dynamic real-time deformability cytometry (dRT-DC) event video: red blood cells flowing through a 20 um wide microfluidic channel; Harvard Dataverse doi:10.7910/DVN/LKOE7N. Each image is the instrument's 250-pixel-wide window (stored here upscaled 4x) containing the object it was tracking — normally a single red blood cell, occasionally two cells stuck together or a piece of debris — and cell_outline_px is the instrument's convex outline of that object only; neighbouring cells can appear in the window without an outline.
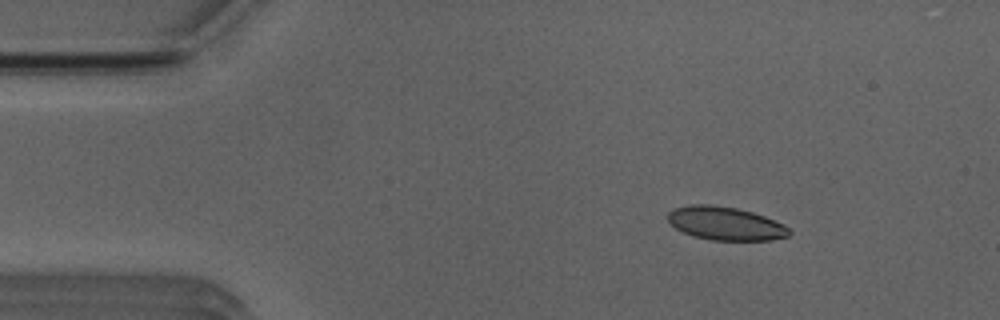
{"species": "Egyptian fruit bat (a non-hibernating species)", "species_latin": "Rousettus aegyptiacus", "temperature_condition": "room temperature", "stored_images_in_passage": 45, "camera_frame_rate_fps": 3000, "um_per_image_px": 0.085, "animal": {"sex": "male"}, "frame": {"image": 1, "passage_image": 1, "time_ms": 0.0, "image_size_px": [1000, 320], "cell_outline_px": [[792, 232], [788, 236], [768, 240], [712, 240], [696, 236], [684, 232], [676, 228], [668, 220], [668, 212], [672, 208], [692, 204], [708, 204], [736, 208], [752, 212], [764, 216], [784, 224]], "centroid_in_image_um": [61.66, 18.98], "position_along_channel_um": 23.3, "area_um2": 23.41}}
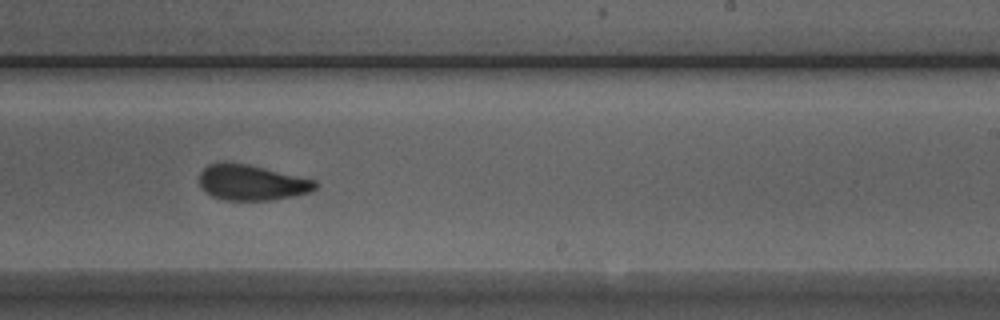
{"frame": {"image": 2, "passage_image": 25, "time_ms": 8.0, "image_size_px": [1000, 320], "cell_outline_px": [[316, 188], [308, 192], [292, 196], [272, 200], [224, 200], [212, 196], [200, 184], [200, 172], [208, 164], [224, 160], [248, 164], [316, 180]], "centroid_in_image_um": [21.36, 15.49], "position_along_channel_um": 267.6, "area_um2": 23.99}}
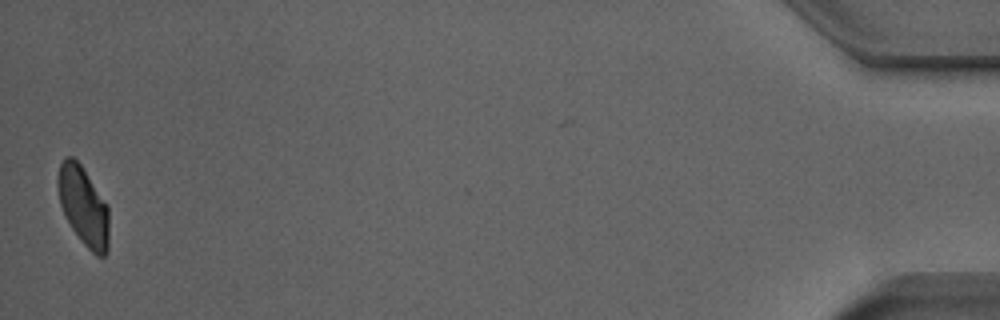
{"frame": {"image": 3, "passage_image": 45, "time_ms": 14.667, "image_size_px": [1000, 320], "cell_outline_px": [[108, 252], [104, 256], [96, 256], [84, 244], [72, 228], [60, 204], [56, 184], [56, 180], [60, 164], [64, 156], [72, 156], [80, 164], [108, 208]], "centroid_in_image_um": [7.06, 17.51], "position_along_channel_um": 428.1, "area_um2": 23.12}, "authors_computed_cell_mechanics": {"area_um2": 24.6228, "velocity_mm_per_s": 3.9272, "shape_relaxation_time_tau1_ms": 7.7731, "shape_relaxation_time_tau2_ms": 1.4656, "deformation_change_tau1": 0.1752, "deformation_change_tau2": 0.0842}}